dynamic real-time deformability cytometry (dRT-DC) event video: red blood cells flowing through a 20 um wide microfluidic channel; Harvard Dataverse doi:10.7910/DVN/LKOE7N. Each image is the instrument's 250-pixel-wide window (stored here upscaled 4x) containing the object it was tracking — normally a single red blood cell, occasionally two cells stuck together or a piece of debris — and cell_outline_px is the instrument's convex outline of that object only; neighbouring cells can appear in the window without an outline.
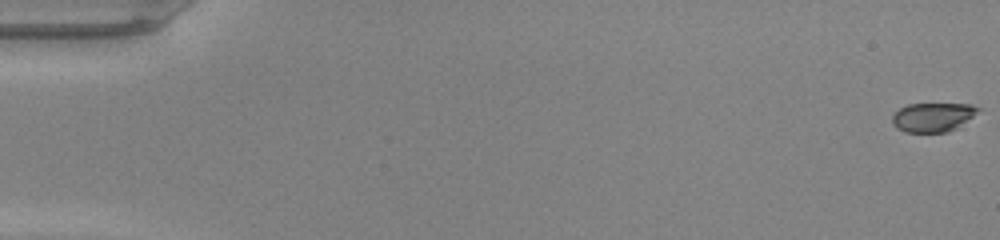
{"species": "common noctule bat (a hibernating species)", "species_latin": "Nyctalus noctula", "temperature_condition": "warm", "stored_images_in_passage": 49, "camera_frame_rate_fps": 3000, "um_per_image_px": 0.085, "animal": {"sex": "male", "body_mass_g": 20.0, "forearm_length_mm": 53.3}, "frame": {"image": 1, "passage_image": 1, "time_ms": 0.0, "image_size_px": [1000, 240], "cell_outline_px": [[980, 108], [972, 116], [956, 128], [948, 132], [904, 132], [896, 128], [892, 124], [892, 116], [900, 108], [908, 104], [972, 104]], "centroid_in_image_um": [79.25, 9.96], "position_along_channel_um": 5.8, "area_um2": 14.39}}
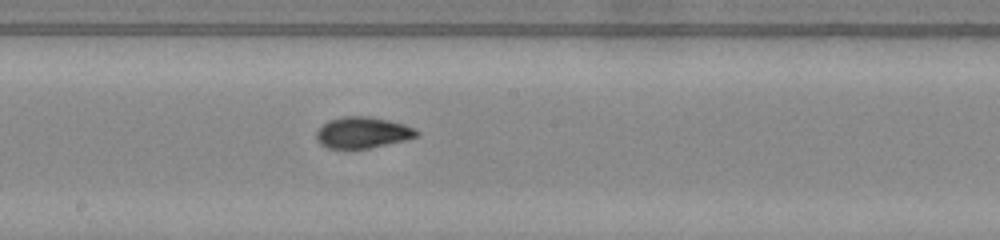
{"frame": {"image": 2, "passage_image": 28, "time_ms": 9.0, "image_size_px": [1000, 240], "cell_outline_px": [[420, 136], [404, 140], [368, 148], [328, 148], [320, 144], [316, 140], [316, 132], [328, 120], [340, 116], [368, 116], [388, 120], [404, 124], [416, 128], [420, 132]], "centroid_in_image_um": [30.83, 11.25], "position_along_channel_um": 217.4, "area_um2": 18.26}}
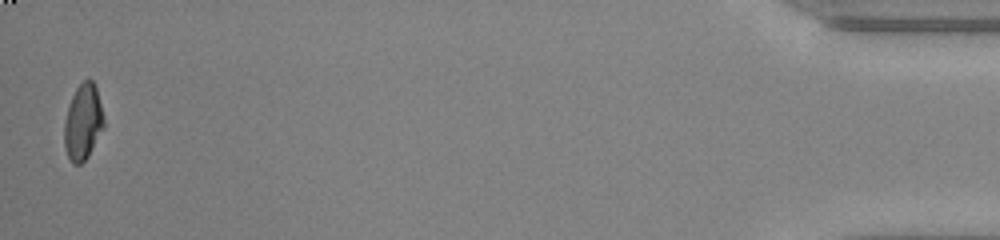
{"frame": {"image": 3, "passage_image": 49, "time_ms": 16.0, "image_size_px": [1000, 240], "cell_outline_px": [[104, 128], [88, 156], [80, 164], [72, 164], [68, 156], [64, 144], [64, 120], [72, 96], [76, 88], [84, 80], [92, 80], [96, 88], [104, 116]], "centroid_in_image_um": [7.06, 10.39], "position_along_channel_um": 428.1, "area_um2": 17.4}, "authors_computed_cell_mechanics": {"area_um2": 17.6868, "velocity_mm_per_s": 4.2917, "shape_relaxation_time_tau1_ms": 6.4388, "shape_relaxation_time_tau2_ms": 1.2599, "deformation_change_tau1": 0.2511, "deformation_change_tau2": 0.0632}}